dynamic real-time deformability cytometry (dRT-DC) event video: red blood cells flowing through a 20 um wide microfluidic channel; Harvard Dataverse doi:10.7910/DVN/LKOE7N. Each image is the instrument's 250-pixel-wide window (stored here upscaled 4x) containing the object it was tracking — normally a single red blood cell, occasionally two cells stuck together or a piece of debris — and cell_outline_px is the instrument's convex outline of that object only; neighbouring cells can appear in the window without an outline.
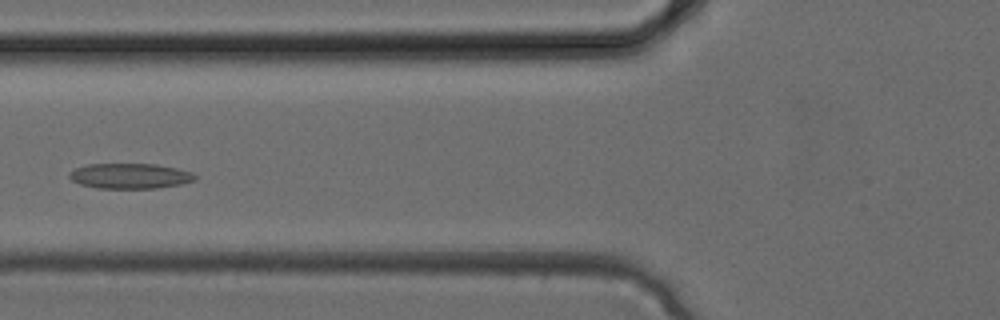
{"species": "common noctule bat (a hibernating species)", "species_latin": "Nyctalus noctula", "temperature_condition": "cold", "stored_images_in_passage": 24, "camera_frame_rate_fps": 3000, "um_per_image_px": 0.085, "animal": {"sex": "female", "body_mass_g": 24.6, "forearm_length_mm": 56.2}, "frame": {"image": 1, "passage_image": 3, "time_ms": 0.667, "image_size_px": [1000, 320], "cell_outline_px": [[196, 180], [180, 184], [156, 188], [96, 188], [80, 184], [72, 180], [68, 176], [68, 172], [76, 168], [88, 164], [156, 164], [176, 168], [192, 172], [196, 176]], "centroid_in_image_um": [11.03, 14.95], "position_along_channel_um": 114.8, "area_um2": 18.5}}
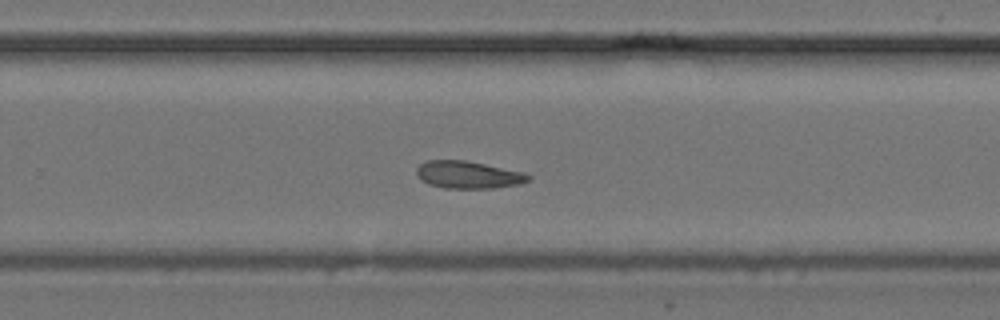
{"frame": {"image": 2, "passage_image": 12, "time_ms": 3.667, "image_size_px": [1000, 320], "cell_outline_px": [[532, 180], [520, 184], [492, 188], [444, 188], [428, 184], [420, 180], [416, 176], [416, 168], [420, 164], [428, 160], [464, 160], [524, 172], [532, 176]], "centroid_in_image_um": [39.79, 14.86], "position_along_channel_um": 290.0, "area_um2": 17.98}}
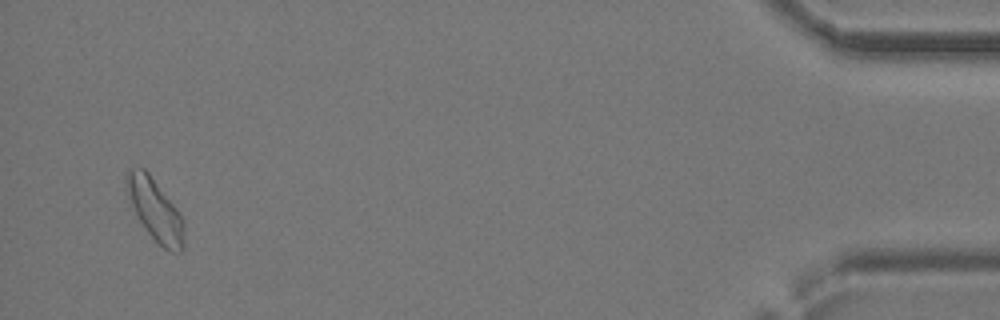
{"frame": {"image": 3, "passage_image": 23, "time_ms": 7.333, "image_size_px": [1000, 320], "cell_outline_px": [[184, 248], [180, 252], [168, 252], [156, 244], [144, 228], [124, 188], [124, 172], [128, 168], [144, 168], [148, 172], [176, 208], [184, 220]], "centroid_in_image_um": [13.17, 17.86], "position_along_channel_um": 422.0, "area_um2": 21.04}}